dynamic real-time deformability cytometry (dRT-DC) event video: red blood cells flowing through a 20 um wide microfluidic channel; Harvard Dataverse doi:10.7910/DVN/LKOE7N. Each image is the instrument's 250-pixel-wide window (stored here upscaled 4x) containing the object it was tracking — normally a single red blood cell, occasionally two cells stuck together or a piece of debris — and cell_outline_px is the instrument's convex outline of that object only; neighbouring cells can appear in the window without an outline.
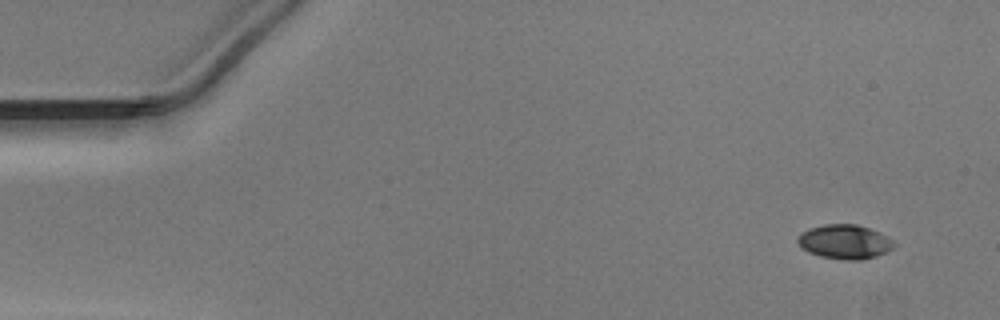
{"species": "Egyptian fruit bat (a non-hibernating species)", "species_latin": "Rousettus aegyptiacus", "temperature_condition": "warm", "stored_images_in_passage": 50, "segment_of_instrument_passage": [1, 2], "camera_frame_rate_fps": 3000, "um_per_image_px": 0.085, "animal": {"sex": "male"}, "frame": {"image": 1, "passage_image": 1, "time_ms": 0.0, "image_size_px": [1000, 320], "cell_outline_px": [[896, 244], [892, 248], [876, 256], [860, 260], [848, 260], [820, 256], [808, 252], [796, 240], [808, 228], [824, 224], [856, 224], [880, 232], [892, 240]], "centroid_in_image_um": [71.81, 20.54], "position_along_channel_um": 13.2, "area_um2": 18.96}}
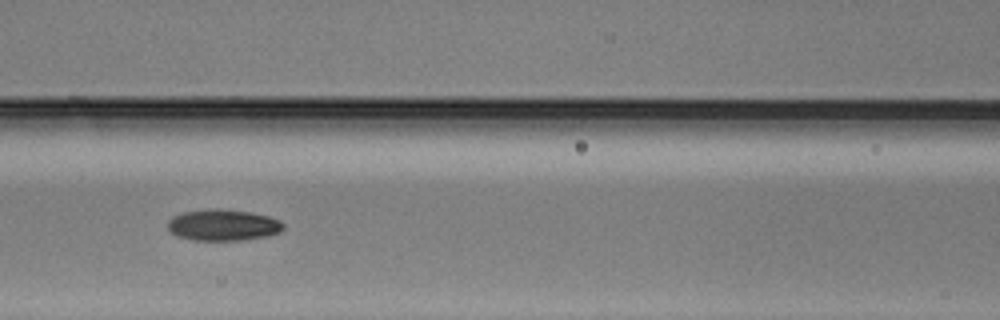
{"frame": {"image": 2, "passage_image": 20, "time_ms": 6.333, "image_size_px": [1000, 320], "cell_outline_px": [[284, 228], [280, 232], [268, 236], [240, 240], [192, 240], [176, 236], [168, 232], [168, 220], [172, 216], [184, 212], [212, 208], [216, 208], [252, 212], [268, 216], [280, 220], [284, 224]], "centroid_in_image_um": [18.94, 19.13], "position_along_channel_um": 147.7, "area_um2": 21.33}}
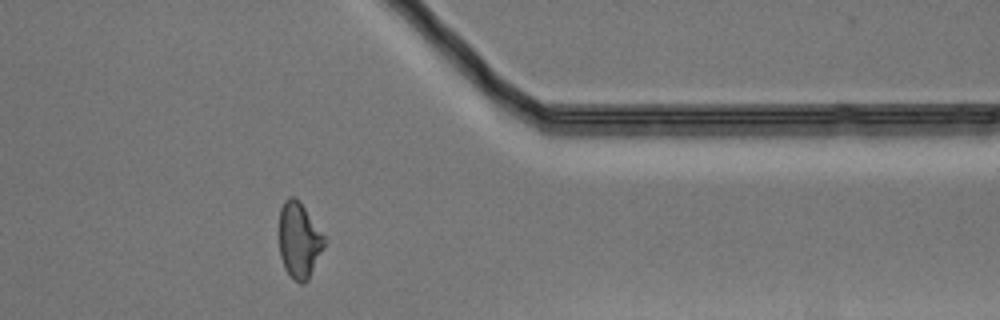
{"frame": {"image": 3, "passage_image": 39, "time_ms": 12.667, "image_size_px": [1000, 320], "cell_outline_px": [[328, 240], [308, 280], [304, 284], [300, 284], [292, 280], [284, 268], [280, 256], [280, 208], [284, 200], [288, 196], [296, 196], [300, 200]], "centroid_in_image_um": [25.45, 20.42], "position_along_channel_um": 386.0, "area_um2": 20.46}}